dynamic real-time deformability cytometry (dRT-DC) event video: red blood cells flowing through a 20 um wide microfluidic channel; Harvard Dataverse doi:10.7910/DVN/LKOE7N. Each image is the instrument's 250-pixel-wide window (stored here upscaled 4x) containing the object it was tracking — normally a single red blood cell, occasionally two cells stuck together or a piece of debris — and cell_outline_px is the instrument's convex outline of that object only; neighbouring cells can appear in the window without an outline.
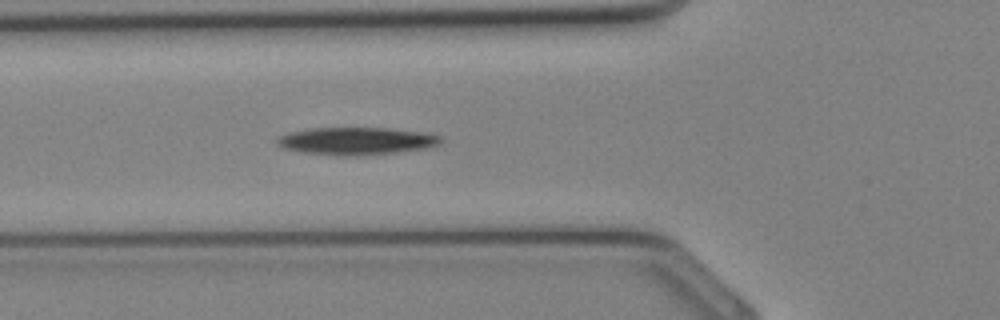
{"species": "Egyptian fruit bat (a non-hibernating species)", "species_latin": "Rousettus aegyptiacus", "temperature_condition": "cold", "stored_images_in_passage": 25, "camera_frame_rate_fps": 3000, "um_per_image_px": 0.085, "animal": {"sex": "female"}, "frame": {"image": 1, "passage_image": 2, "time_ms": 0.333, "image_size_px": [1000, 320], "cell_outline_px": [[444, 140], [440, 144], [424, 148], [396, 152], [352, 156], [340, 156], [304, 152], [284, 148], [276, 144], [276, 140], [280, 136], [292, 132], [312, 128], [392, 128], [432, 132], [440, 136]], "centroid_in_image_um": [30.38, 11.97], "position_along_channel_um": 95.4, "area_um2": 26.3}}
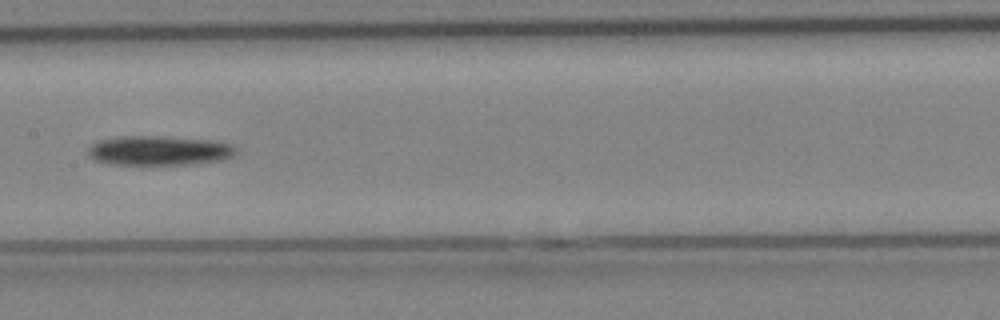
{"frame": {"image": 2, "passage_image": 7, "time_ms": 2.0, "image_size_px": [1000, 320], "cell_outline_px": [[240, 148], [232, 156], [224, 160], [188, 164], [108, 164], [96, 160], [88, 156], [88, 148], [96, 140], [124, 136], [156, 136], [212, 140], [232, 144]], "centroid_in_image_um": [13.54, 12.79], "position_along_channel_um": 193.9, "area_um2": 25.55}}
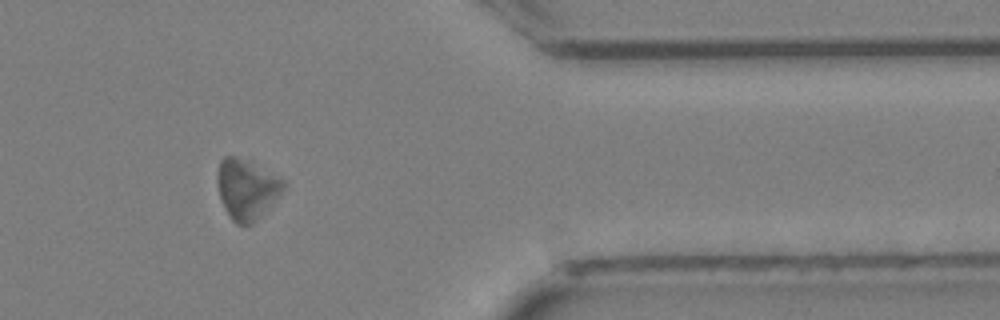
{"frame": {"image": 3, "passage_image": 18, "time_ms": 5.667, "image_size_px": [1000, 320], "cell_outline_px": [[284, 188], [252, 224], [236, 224], [232, 220], [224, 208], [220, 196], [216, 180], [216, 176], [220, 160], [224, 156], [236, 156], [284, 180]], "centroid_in_image_um": [20.89, 16.07], "position_along_channel_um": 390.5, "area_um2": 22.37}}